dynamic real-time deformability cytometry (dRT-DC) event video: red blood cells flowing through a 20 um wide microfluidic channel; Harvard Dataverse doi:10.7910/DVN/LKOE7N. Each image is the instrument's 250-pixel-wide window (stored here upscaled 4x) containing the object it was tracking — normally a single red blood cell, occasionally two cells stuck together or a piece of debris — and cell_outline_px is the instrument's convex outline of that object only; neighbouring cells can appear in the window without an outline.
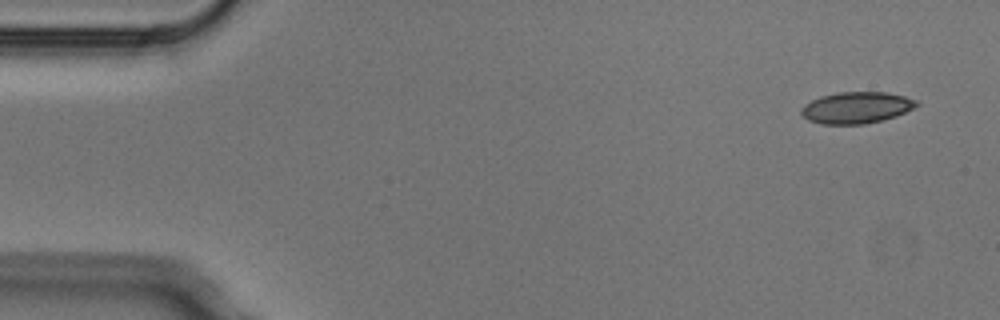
{"species": "Egyptian fruit bat (a non-hibernating species)", "species_latin": "Rousettus aegyptiacus", "temperature_condition": "cold", "stored_images_in_passage": 5, "segment_of_instrument_passage": [1, 2], "camera_frame_rate_fps": 3000, "um_per_image_px": 0.085, "animal": {"sex": "male"}, "frame": {"image": 1, "passage_image": 1, "time_ms": 0.0, "image_size_px": [1000, 320], "cell_outline_px": [[920, 104], [896, 116], [884, 120], [864, 124], [820, 124], [808, 120], [800, 112], [804, 104], [820, 96], [840, 92], [884, 92], [904, 96], [916, 100]], "centroid_in_image_um": [72.78, 9.15], "position_along_channel_um": 12.2, "area_um2": 21.1}}